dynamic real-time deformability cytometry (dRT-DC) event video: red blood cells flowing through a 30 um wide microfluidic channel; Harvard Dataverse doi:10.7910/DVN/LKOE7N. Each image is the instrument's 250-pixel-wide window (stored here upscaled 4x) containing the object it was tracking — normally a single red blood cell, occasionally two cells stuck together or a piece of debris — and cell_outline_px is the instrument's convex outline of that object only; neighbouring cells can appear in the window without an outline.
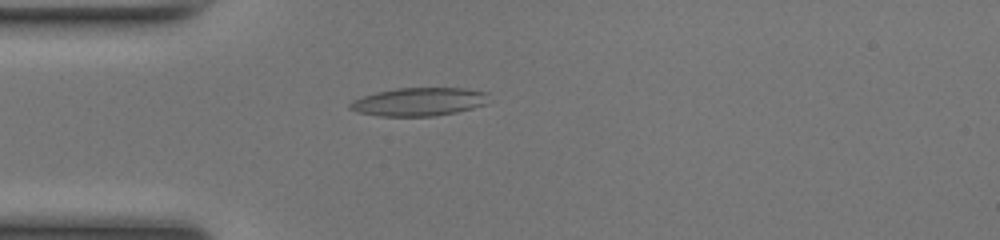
{"species": "common noctule bat (a hibernating species)", "species_latin": "Nyctalus noctula", "temperature_condition": "room temperature", "stored_images_in_passage": 42, "segment_of_instrument_passage": [1, 2], "camera_frame_rate_fps": 3000, "um_per_image_px": 0.085, "animal": {"sex": "female", "body_mass_g": 17.0, "forearm_length_mm": 48.0}, "frame": {"image": 1, "passage_image": 7, "time_ms": 2.0, "image_size_px": [1000, 240], "cell_outline_px": [[488, 104], [456, 112], [436, 116], [380, 116], [356, 112], [348, 108], [348, 104], [352, 100], [376, 92], [396, 88], [464, 88], [488, 92]], "centroid_in_image_um": [35.61, 8.65], "position_along_channel_um": 49.4, "area_um2": 23.06}}
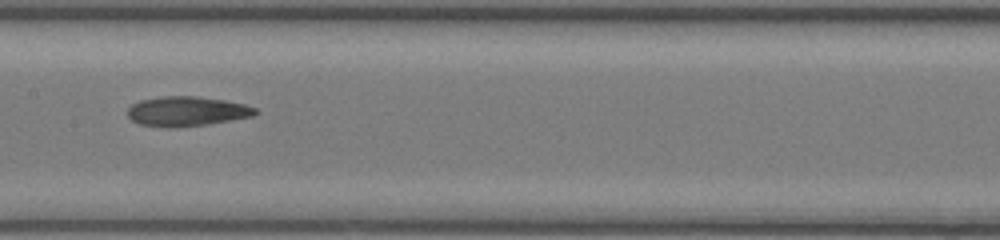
{"frame": {"image": 2, "passage_image": 18, "time_ms": 5.667, "image_size_px": [1000, 240], "cell_outline_px": [[260, 112], [252, 116], [232, 120], [208, 124], [140, 124], [132, 120], [128, 116], [128, 108], [132, 104], [140, 100], [164, 96], [196, 96], [224, 100], [244, 104], [256, 108]], "centroid_in_image_um": [15.95, 9.4], "position_along_channel_um": 191.5, "area_um2": 21.1}}
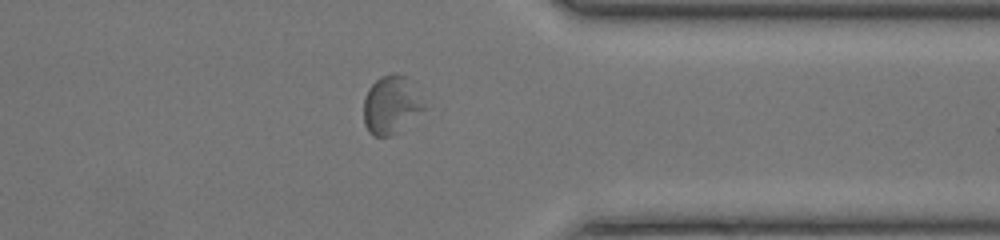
{"frame": {"image": 3, "passage_image": 32, "time_ms": 10.333, "image_size_px": [1000, 240], "cell_outline_px": [[432, 108], [400, 132], [392, 136], [372, 136], [368, 132], [364, 124], [364, 100], [368, 88], [380, 76], [404, 76]], "centroid_in_image_um": [33.34, 9.01], "position_along_channel_um": 378.1, "area_um2": 21.1}}